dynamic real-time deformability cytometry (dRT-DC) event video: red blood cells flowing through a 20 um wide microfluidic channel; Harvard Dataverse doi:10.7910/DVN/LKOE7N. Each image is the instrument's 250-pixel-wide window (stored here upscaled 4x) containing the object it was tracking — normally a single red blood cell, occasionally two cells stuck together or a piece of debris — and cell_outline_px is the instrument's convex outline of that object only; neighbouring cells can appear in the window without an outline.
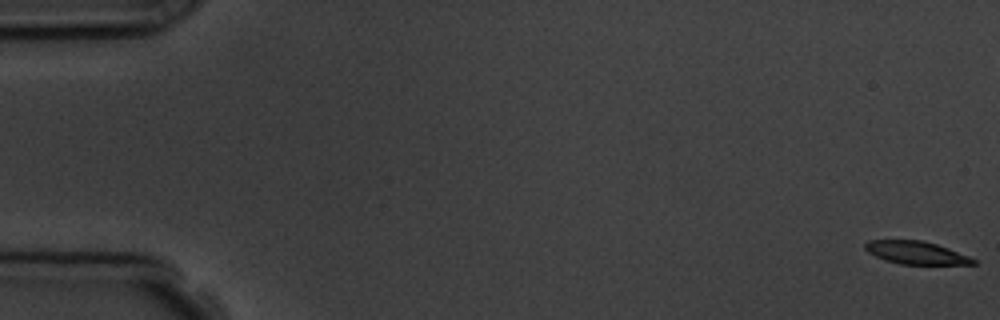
{"species": "common noctule bat (a hibernating species)", "species_latin": "Nyctalus noctula", "temperature_condition": "room temperature", "stored_images_in_passage": 7, "camera_frame_rate_fps": 3000, "um_per_image_px": 0.085, "animal": {"sex": "male", "body_mass_g": 19.5, "forearm_length_mm": 54.6}, "frame": {"image": 1, "passage_image": 1, "time_ms": 0.0, "image_size_px": [1000, 320], "cell_outline_px": [[976, 264], [900, 264], [884, 260], [868, 252], [864, 248], [864, 244], [868, 240], [920, 240], [936, 244], [948, 248], [968, 256], [976, 260]], "centroid_in_image_um": [77.83, 21.48], "position_along_channel_um": 7.2, "area_um2": 14.28}}